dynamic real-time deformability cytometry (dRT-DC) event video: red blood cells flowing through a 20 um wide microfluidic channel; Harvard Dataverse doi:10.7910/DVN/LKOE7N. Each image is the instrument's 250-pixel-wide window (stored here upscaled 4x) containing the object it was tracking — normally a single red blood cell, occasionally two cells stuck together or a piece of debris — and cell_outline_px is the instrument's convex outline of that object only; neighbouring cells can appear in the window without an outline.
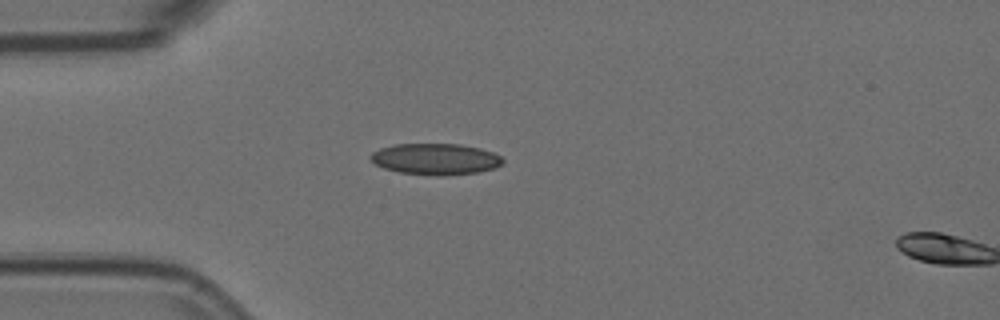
{"species": "Egyptian fruit bat (a non-hibernating species)", "species_latin": "Rousettus aegyptiacus", "temperature_condition": "room temperature", "stored_images_in_passage": 5, "segment_of_instrument_passage": [1, 2], "camera_frame_rate_fps": 3000, "um_per_image_px": 0.085, "animal": {"sex": "female"}, "frame": {"image": 1, "passage_image": 4, "time_ms": 1.0, "image_size_px": [1000, 320], "cell_outline_px": [[504, 164], [496, 168], [476, 172], [400, 172], [384, 168], [376, 164], [368, 156], [372, 152], [380, 148], [396, 144], [460, 144], [480, 148], [492, 152], [500, 156], [504, 160]], "centroid_in_image_um": [37.02, 13.46], "position_along_channel_um": 48.0, "area_um2": 22.95}}